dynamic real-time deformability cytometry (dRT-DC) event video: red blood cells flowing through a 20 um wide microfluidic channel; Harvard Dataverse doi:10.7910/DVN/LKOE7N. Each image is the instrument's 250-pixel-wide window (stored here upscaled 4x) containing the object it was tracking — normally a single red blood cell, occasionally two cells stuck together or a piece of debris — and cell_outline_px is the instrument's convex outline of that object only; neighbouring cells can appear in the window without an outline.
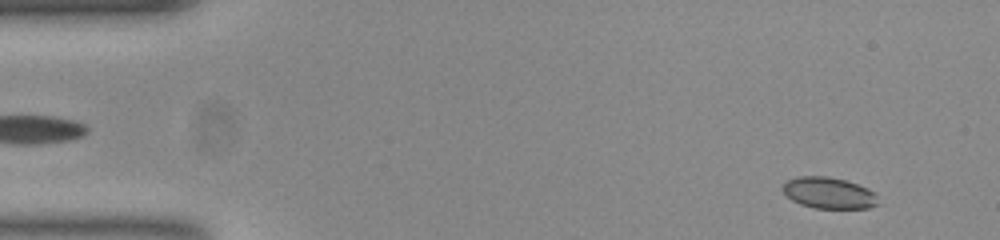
{"species": "common noctule bat (a hibernating species)", "species_latin": "Nyctalus noctula", "temperature_condition": "room temperature", "stored_images_in_passage": 52, "camera_frame_rate_fps": 3000, "um_per_image_px": 0.085, "animal": {"sex": "female", "body_mass_g": 23.0, "forearm_length_mm": 53.4}, "frame": {"image": 1, "passage_image": 2, "time_ms": 0.333, "image_size_px": [1000, 240], "cell_outline_px": [[880, 204], [868, 208], [816, 208], [800, 204], [792, 200], [780, 188], [788, 180], [796, 176], [828, 176], [844, 180], [868, 188], [876, 196]], "centroid_in_image_um": [70.44, 16.4], "position_along_channel_um": 14.6, "area_um2": 17.34}}
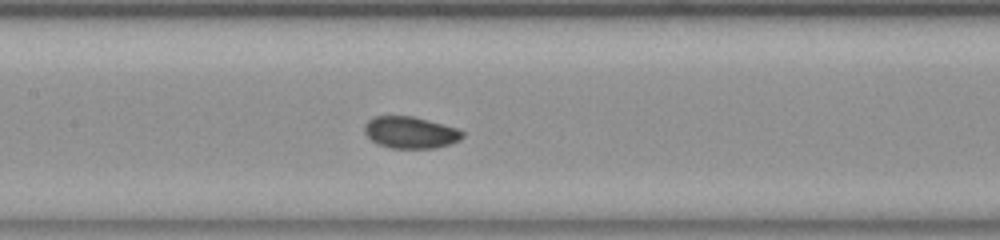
{"frame": {"image": 2, "passage_image": 23, "time_ms": 7.333, "image_size_px": [1000, 240], "cell_outline_px": [[464, 136], [460, 140], [436, 148], [392, 148], [380, 144], [372, 140], [364, 132], [364, 124], [372, 116], [412, 116], [428, 120], [456, 128], [464, 132]], "centroid_in_image_um": [34.87, 11.25], "position_along_channel_um": 172.5, "area_um2": 18.03}}
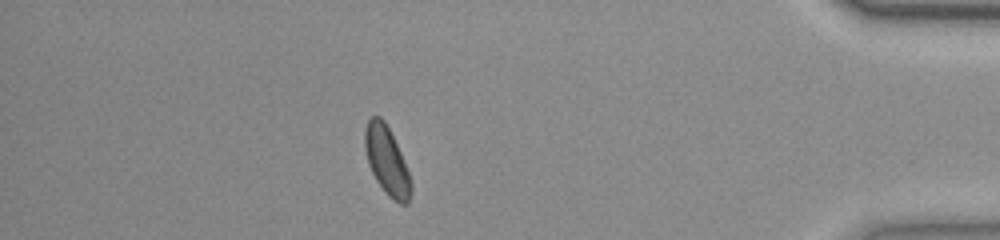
{"frame": {"image": 3, "passage_image": 45, "time_ms": 14.667, "image_size_px": [1000, 240], "cell_outline_px": [[412, 192], [408, 204], [400, 204], [388, 196], [384, 192], [376, 180], [368, 164], [364, 148], [364, 128], [368, 120], [372, 116], [380, 116], [384, 120], [400, 152], [408, 172], [412, 184]], "centroid_in_image_um": [32.86, 13.69], "position_along_channel_um": 402.3, "area_um2": 18.32}}